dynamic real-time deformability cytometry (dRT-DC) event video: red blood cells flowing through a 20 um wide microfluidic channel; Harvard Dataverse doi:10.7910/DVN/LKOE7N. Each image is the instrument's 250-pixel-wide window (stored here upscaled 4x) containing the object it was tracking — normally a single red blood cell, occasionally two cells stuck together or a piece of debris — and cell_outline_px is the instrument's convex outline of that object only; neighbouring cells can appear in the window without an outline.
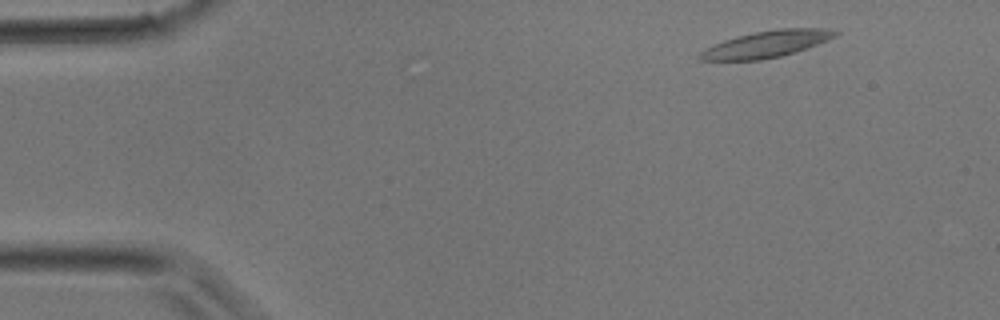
{"species": "common noctule bat (a hibernating species)", "species_latin": "Nyctalus noctula", "temperature_condition": "room temperature", "stored_images_in_passage": 9, "camera_frame_rate_fps": 3000, "um_per_image_px": 0.085, "animal": {"sex": "male", "body_mass_g": 17.9}, "frame": {"image": 1, "passage_image": 3, "time_ms": 0.667, "image_size_px": [1000, 320], "cell_outline_px": [[840, 32], [836, 36], [828, 40], [780, 56], [760, 60], [700, 60], [696, 56], [704, 48], [724, 40], [736, 36], [756, 32], [780, 28], [820, 28]], "centroid_in_image_um": [65.09, 3.75], "position_along_channel_um": 19.9, "area_um2": 20.69}}